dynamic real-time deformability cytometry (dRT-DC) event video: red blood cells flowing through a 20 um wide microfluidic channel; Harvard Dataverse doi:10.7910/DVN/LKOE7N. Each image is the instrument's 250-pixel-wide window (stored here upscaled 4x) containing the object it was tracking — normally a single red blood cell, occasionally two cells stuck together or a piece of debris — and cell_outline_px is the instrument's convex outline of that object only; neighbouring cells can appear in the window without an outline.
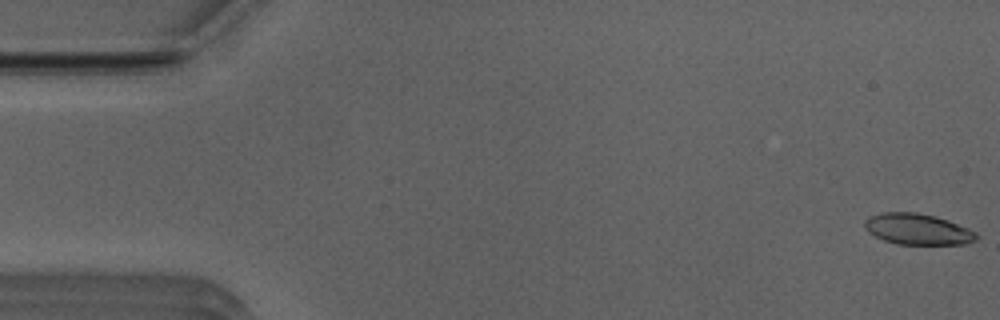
{"species": "Egyptian fruit bat (a non-hibernating species)", "species_latin": "Rousettus aegyptiacus", "temperature_condition": "room temperature", "stored_images_in_passage": 47, "camera_frame_rate_fps": 3000, "um_per_image_px": 0.085, "animal": {"sex": "male"}, "frame": {"image": 1, "passage_image": 1, "time_ms": 0.0, "image_size_px": [1000, 320], "cell_outline_px": [[980, 236], [976, 240], [964, 244], [896, 244], [884, 240], [868, 232], [864, 228], [864, 220], [868, 216], [884, 212], [916, 212], [936, 216], [948, 220], [968, 228], [976, 232]], "centroid_in_image_um": [77.99, 19.47], "position_along_channel_um": 7.0, "area_um2": 20.35}}
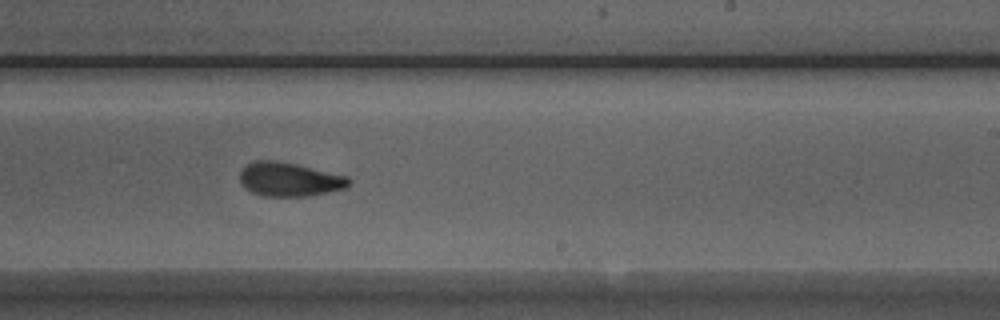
{"frame": {"image": 2, "passage_image": 31, "time_ms": 10.0, "image_size_px": [1000, 320], "cell_outline_px": [[352, 180], [348, 188], [308, 196], [260, 196], [244, 188], [240, 180], [240, 172], [252, 160], [276, 160], [296, 164], [348, 176]], "centroid_in_image_um": [24.61, 15.25], "position_along_channel_um": 264.4, "area_um2": 21.73}}
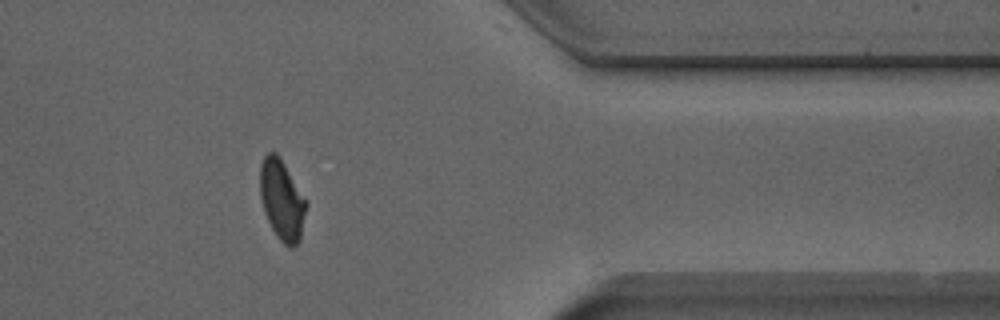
{"frame": {"image": 3, "passage_image": 42, "time_ms": 13.667, "image_size_px": [1000, 320], "cell_outline_px": [[308, 204], [300, 240], [292, 248], [284, 244], [276, 236], [264, 212], [260, 196], [260, 164], [264, 156], [268, 152], [276, 152], [280, 156], [308, 200]], "centroid_in_image_um": [23.99, 16.97], "position_along_channel_um": 387.4, "area_um2": 22.02}, "authors_computed_cell_mechanics": {"area_um2": 21.6172, "velocity_mm_per_s": 3.9475, "shape_relaxation_time_tau1_ms": 4.9667, "shape_relaxation_time_tau2_ms": 2.0484, "deformation_change_tau1": 0.1618, "deformation_change_tau2": 0.0859}}